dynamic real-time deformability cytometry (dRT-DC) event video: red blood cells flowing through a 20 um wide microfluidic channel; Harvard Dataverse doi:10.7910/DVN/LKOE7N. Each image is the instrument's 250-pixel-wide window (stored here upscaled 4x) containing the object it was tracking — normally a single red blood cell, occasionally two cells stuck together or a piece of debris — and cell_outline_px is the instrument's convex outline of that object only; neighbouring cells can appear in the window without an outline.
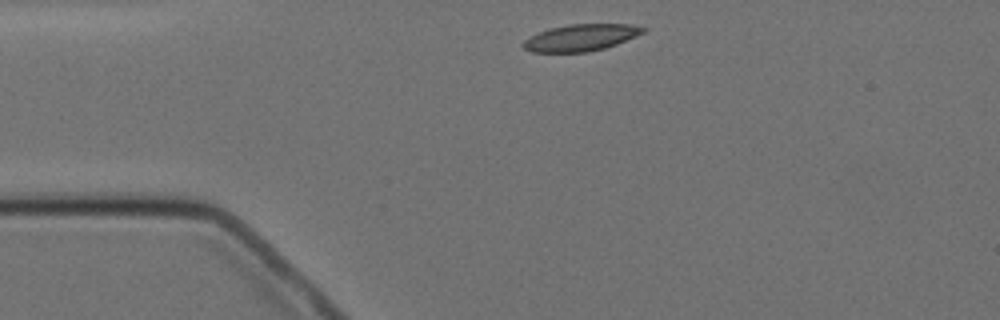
{"species": "Egyptian fruit bat (a non-hibernating species)", "species_latin": "Rousettus aegyptiacus", "temperature_condition": "cold", "stored_images_in_passage": 2, "camera_frame_rate_fps": 3000, "um_per_image_px": 0.085, "animal": {"sex": "female"}, "frame": {"image": 1, "passage_image": 1, "time_ms": 0.0, "image_size_px": [1000, 320], "cell_outline_px": [[648, 28], [644, 32], [636, 36], [616, 44], [604, 48], [588, 52], [532, 52], [524, 48], [520, 44], [524, 40], [540, 32], [552, 28], [572, 24], [632, 24]], "centroid_in_image_um": [49.4, 3.2], "position_along_channel_um": 35.6, "area_um2": 18.5}}